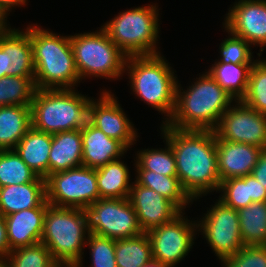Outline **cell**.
Returning <instances> with one entry per match:
<instances>
[{"label": "cell", "instance_id": "obj_8", "mask_svg": "<svg viewBox=\"0 0 266 267\" xmlns=\"http://www.w3.org/2000/svg\"><path fill=\"white\" fill-rule=\"evenodd\" d=\"M98 28L95 31L70 35L80 81L92 78H104L113 82L121 80L127 56L102 27Z\"/></svg>", "mask_w": 266, "mask_h": 267}, {"label": "cell", "instance_id": "obj_16", "mask_svg": "<svg viewBox=\"0 0 266 267\" xmlns=\"http://www.w3.org/2000/svg\"><path fill=\"white\" fill-rule=\"evenodd\" d=\"M129 200L136 212L143 233L174 220L182 211L153 189L132 183Z\"/></svg>", "mask_w": 266, "mask_h": 267}, {"label": "cell", "instance_id": "obj_5", "mask_svg": "<svg viewBox=\"0 0 266 267\" xmlns=\"http://www.w3.org/2000/svg\"><path fill=\"white\" fill-rule=\"evenodd\" d=\"M93 97L74 89H37L31 103L32 127L48 133L81 129Z\"/></svg>", "mask_w": 266, "mask_h": 267}, {"label": "cell", "instance_id": "obj_20", "mask_svg": "<svg viewBox=\"0 0 266 267\" xmlns=\"http://www.w3.org/2000/svg\"><path fill=\"white\" fill-rule=\"evenodd\" d=\"M82 164L89 168H99L126 156L129 151L121 142L108 137L89 121L81 128Z\"/></svg>", "mask_w": 266, "mask_h": 267}, {"label": "cell", "instance_id": "obj_36", "mask_svg": "<svg viewBox=\"0 0 266 267\" xmlns=\"http://www.w3.org/2000/svg\"><path fill=\"white\" fill-rule=\"evenodd\" d=\"M218 199L225 205L239 210L252 203L249 191V175L221 181Z\"/></svg>", "mask_w": 266, "mask_h": 267}, {"label": "cell", "instance_id": "obj_34", "mask_svg": "<svg viewBox=\"0 0 266 267\" xmlns=\"http://www.w3.org/2000/svg\"><path fill=\"white\" fill-rule=\"evenodd\" d=\"M4 260L10 267H60L41 242L12 250Z\"/></svg>", "mask_w": 266, "mask_h": 267}, {"label": "cell", "instance_id": "obj_46", "mask_svg": "<svg viewBox=\"0 0 266 267\" xmlns=\"http://www.w3.org/2000/svg\"><path fill=\"white\" fill-rule=\"evenodd\" d=\"M0 267H10L5 260H0Z\"/></svg>", "mask_w": 266, "mask_h": 267}, {"label": "cell", "instance_id": "obj_31", "mask_svg": "<svg viewBox=\"0 0 266 267\" xmlns=\"http://www.w3.org/2000/svg\"><path fill=\"white\" fill-rule=\"evenodd\" d=\"M37 90L34 77L8 75L0 79L1 106H31Z\"/></svg>", "mask_w": 266, "mask_h": 267}, {"label": "cell", "instance_id": "obj_42", "mask_svg": "<svg viewBox=\"0 0 266 267\" xmlns=\"http://www.w3.org/2000/svg\"><path fill=\"white\" fill-rule=\"evenodd\" d=\"M10 253L4 217L0 214V260H4Z\"/></svg>", "mask_w": 266, "mask_h": 267}, {"label": "cell", "instance_id": "obj_27", "mask_svg": "<svg viewBox=\"0 0 266 267\" xmlns=\"http://www.w3.org/2000/svg\"><path fill=\"white\" fill-rule=\"evenodd\" d=\"M253 65L213 63L208 66L206 71L237 101L241 100L246 93L249 74Z\"/></svg>", "mask_w": 266, "mask_h": 267}, {"label": "cell", "instance_id": "obj_29", "mask_svg": "<svg viewBox=\"0 0 266 267\" xmlns=\"http://www.w3.org/2000/svg\"><path fill=\"white\" fill-rule=\"evenodd\" d=\"M117 267H142L153 260L152 247L147 233L115 240Z\"/></svg>", "mask_w": 266, "mask_h": 267}, {"label": "cell", "instance_id": "obj_26", "mask_svg": "<svg viewBox=\"0 0 266 267\" xmlns=\"http://www.w3.org/2000/svg\"><path fill=\"white\" fill-rule=\"evenodd\" d=\"M134 180L142 186L153 189L173 202L182 212L190 208L194 200L188 195L177 176H165L151 170H135Z\"/></svg>", "mask_w": 266, "mask_h": 267}, {"label": "cell", "instance_id": "obj_47", "mask_svg": "<svg viewBox=\"0 0 266 267\" xmlns=\"http://www.w3.org/2000/svg\"><path fill=\"white\" fill-rule=\"evenodd\" d=\"M60 267H77V266H60Z\"/></svg>", "mask_w": 266, "mask_h": 267}, {"label": "cell", "instance_id": "obj_23", "mask_svg": "<svg viewBox=\"0 0 266 267\" xmlns=\"http://www.w3.org/2000/svg\"><path fill=\"white\" fill-rule=\"evenodd\" d=\"M51 144L52 134L31 127L14 150L32 171L45 179L48 176Z\"/></svg>", "mask_w": 266, "mask_h": 267}, {"label": "cell", "instance_id": "obj_43", "mask_svg": "<svg viewBox=\"0 0 266 267\" xmlns=\"http://www.w3.org/2000/svg\"><path fill=\"white\" fill-rule=\"evenodd\" d=\"M9 25V20H7L0 12V33L3 32Z\"/></svg>", "mask_w": 266, "mask_h": 267}, {"label": "cell", "instance_id": "obj_22", "mask_svg": "<svg viewBox=\"0 0 266 267\" xmlns=\"http://www.w3.org/2000/svg\"><path fill=\"white\" fill-rule=\"evenodd\" d=\"M46 200V182L38 177L34 182L0 187V214L39 207Z\"/></svg>", "mask_w": 266, "mask_h": 267}, {"label": "cell", "instance_id": "obj_41", "mask_svg": "<svg viewBox=\"0 0 266 267\" xmlns=\"http://www.w3.org/2000/svg\"><path fill=\"white\" fill-rule=\"evenodd\" d=\"M29 0H0V12L8 20V16L12 13V10L17 8L28 6ZM17 7V8H16Z\"/></svg>", "mask_w": 266, "mask_h": 267}, {"label": "cell", "instance_id": "obj_33", "mask_svg": "<svg viewBox=\"0 0 266 267\" xmlns=\"http://www.w3.org/2000/svg\"><path fill=\"white\" fill-rule=\"evenodd\" d=\"M38 177L14 149L0 152V187L34 182Z\"/></svg>", "mask_w": 266, "mask_h": 267}, {"label": "cell", "instance_id": "obj_40", "mask_svg": "<svg viewBox=\"0 0 266 267\" xmlns=\"http://www.w3.org/2000/svg\"><path fill=\"white\" fill-rule=\"evenodd\" d=\"M249 191L252 202H266V188L249 175Z\"/></svg>", "mask_w": 266, "mask_h": 267}, {"label": "cell", "instance_id": "obj_28", "mask_svg": "<svg viewBox=\"0 0 266 267\" xmlns=\"http://www.w3.org/2000/svg\"><path fill=\"white\" fill-rule=\"evenodd\" d=\"M244 245H266V202H252L238 210Z\"/></svg>", "mask_w": 266, "mask_h": 267}, {"label": "cell", "instance_id": "obj_18", "mask_svg": "<svg viewBox=\"0 0 266 267\" xmlns=\"http://www.w3.org/2000/svg\"><path fill=\"white\" fill-rule=\"evenodd\" d=\"M261 151L252 144L216 140L220 181L251 175Z\"/></svg>", "mask_w": 266, "mask_h": 267}, {"label": "cell", "instance_id": "obj_45", "mask_svg": "<svg viewBox=\"0 0 266 267\" xmlns=\"http://www.w3.org/2000/svg\"><path fill=\"white\" fill-rule=\"evenodd\" d=\"M4 77L3 49L0 47V79Z\"/></svg>", "mask_w": 266, "mask_h": 267}, {"label": "cell", "instance_id": "obj_37", "mask_svg": "<svg viewBox=\"0 0 266 267\" xmlns=\"http://www.w3.org/2000/svg\"><path fill=\"white\" fill-rule=\"evenodd\" d=\"M85 247H88L91 261L88 267H117L114 239L89 233ZM83 264L77 267H84Z\"/></svg>", "mask_w": 266, "mask_h": 267}, {"label": "cell", "instance_id": "obj_17", "mask_svg": "<svg viewBox=\"0 0 266 267\" xmlns=\"http://www.w3.org/2000/svg\"><path fill=\"white\" fill-rule=\"evenodd\" d=\"M0 47L3 49L4 77L35 76L30 35L23 28L11 27L10 24L0 33Z\"/></svg>", "mask_w": 266, "mask_h": 267}, {"label": "cell", "instance_id": "obj_35", "mask_svg": "<svg viewBox=\"0 0 266 267\" xmlns=\"http://www.w3.org/2000/svg\"><path fill=\"white\" fill-rule=\"evenodd\" d=\"M226 32L227 38L222 39L219 44L218 59L216 58L214 63H225V64H254L257 60L254 59L253 48L247 41L243 38L235 36L224 26L221 27Z\"/></svg>", "mask_w": 266, "mask_h": 267}, {"label": "cell", "instance_id": "obj_6", "mask_svg": "<svg viewBox=\"0 0 266 267\" xmlns=\"http://www.w3.org/2000/svg\"><path fill=\"white\" fill-rule=\"evenodd\" d=\"M158 7L157 2H150L148 5L127 8L101 27L127 57L160 54L161 7Z\"/></svg>", "mask_w": 266, "mask_h": 267}, {"label": "cell", "instance_id": "obj_1", "mask_svg": "<svg viewBox=\"0 0 266 267\" xmlns=\"http://www.w3.org/2000/svg\"><path fill=\"white\" fill-rule=\"evenodd\" d=\"M160 137L172 148L177 177L195 201L218 192L221 181L216 153V134L212 130H180L160 124Z\"/></svg>", "mask_w": 266, "mask_h": 267}, {"label": "cell", "instance_id": "obj_11", "mask_svg": "<svg viewBox=\"0 0 266 267\" xmlns=\"http://www.w3.org/2000/svg\"><path fill=\"white\" fill-rule=\"evenodd\" d=\"M46 200L57 207L83 209L100 199L96 169L80 166L48 175Z\"/></svg>", "mask_w": 266, "mask_h": 267}, {"label": "cell", "instance_id": "obj_39", "mask_svg": "<svg viewBox=\"0 0 266 267\" xmlns=\"http://www.w3.org/2000/svg\"><path fill=\"white\" fill-rule=\"evenodd\" d=\"M251 175L266 188V149H262Z\"/></svg>", "mask_w": 266, "mask_h": 267}, {"label": "cell", "instance_id": "obj_9", "mask_svg": "<svg viewBox=\"0 0 266 267\" xmlns=\"http://www.w3.org/2000/svg\"><path fill=\"white\" fill-rule=\"evenodd\" d=\"M82 210L90 233L114 240L143 233L129 198H100Z\"/></svg>", "mask_w": 266, "mask_h": 267}, {"label": "cell", "instance_id": "obj_21", "mask_svg": "<svg viewBox=\"0 0 266 267\" xmlns=\"http://www.w3.org/2000/svg\"><path fill=\"white\" fill-rule=\"evenodd\" d=\"M83 166L81 129L52 134L48 175Z\"/></svg>", "mask_w": 266, "mask_h": 267}, {"label": "cell", "instance_id": "obj_4", "mask_svg": "<svg viewBox=\"0 0 266 267\" xmlns=\"http://www.w3.org/2000/svg\"><path fill=\"white\" fill-rule=\"evenodd\" d=\"M170 62L160 53L128 56L124 75L129 80L131 93L148 107L161 113L165 124L172 117L176 103L178 76Z\"/></svg>", "mask_w": 266, "mask_h": 267}, {"label": "cell", "instance_id": "obj_19", "mask_svg": "<svg viewBox=\"0 0 266 267\" xmlns=\"http://www.w3.org/2000/svg\"><path fill=\"white\" fill-rule=\"evenodd\" d=\"M48 204L45 200L39 207L4 216L10 251L41 242Z\"/></svg>", "mask_w": 266, "mask_h": 267}, {"label": "cell", "instance_id": "obj_15", "mask_svg": "<svg viewBox=\"0 0 266 267\" xmlns=\"http://www.w3.org/2000/svg\"><path fill=\"white\" fill-rule=\"evenodd\" d=\"M224 15L222 26L252 47L266 48V0H235Z\"/></svg>", "mask_w": 266, "mask_h": 267}, {"label": "cell", "instance_id": "obj_44", "mask_svg": "<svg viewBox=\"0 0 266 267\" xmlns=\"http://www.w3.org/2000/svg\"><path fill=\"white\" fill-rule=\"evenodd\" d=\"M142 267H169V266L167 264L162 263V262L152 260L151 262L146 263Z\"/></svg>", "mask_w": 266, "mask_h": 267}, {"label": "cell", "instance_id": "obj_14", "mask_svg": "<svg viewBox=\"0 0 266 267\" xmlns=\"http://www.w3.org/2000/svg\"><path fill=\"white\" fill-rule=\"evenodd\" d=\"M214 131L216 140L252 144L266 149V115L240 100L223 113Z\"/></svg>", "mask_w": 266, "mask_h": 267}, {"label": "cell", "instance_id": "obj_24", "mask_svg": "<svg viewBox=\"0 0 266 267\" xmlns=\"http://www.w3.org/2000/svg\"><path fill=\"white\" fill-rule=\"evenodd\" d=\"M121 157L96 168V178L100 198H129L134 178L131 169ZM125 162V163H124Z\"/></svg>", "mask_w": 266, "mask_h": 267}, {"label": "cell", "instance_id": "obj_38", "mask_svg": "<svg viewBox=\"0 0 266 267\" xmlns=\"http://www.w3.org/2000/svg\"><path fill=\"white\" fill-rule=\"evenodd\" d=\"M220 263L222 267H266V245H244Z\"/></svg>", "mask_w": 266, "mask_h": 267}, {"label": "cell", "instance_id": "obj_12", "mask_svg": "<svg viewBox=\"0 0 266 267\" xmlns=\"http://www.w3.org/2000/svg\"><path fill=\"white\" fill-rule=\"evenodd\" d=\"M182 212L174 220L147 232L153 260L175 267L185 260L197 238V222Z\"/></svg>", "mask_w": 266, "mask_h": 267}, {"label": "cell", "instance_id": "obj_7", "mask_svg": "<svg viewBox=\"0 0 266 267\" xmlns=\"http://www.w3.org/2000/svg\"><path fill=\"white\" fill-rule=\"evenodd\" d=\"M89 233L82 209L48 204L41 243L60 266H77L85 261L84 247Z\"/></svg>", "mask_w": 266, "mask_h": 267}, {"label": "cell", "instance_id": "obj_2", "mask_svg": "<svg viewBox=\"0 0 266 267\" xmlns=\"http://www.w3.org/2000/svg\"><path fill=\"white\" fill-rule=\"evenodd\" d=\"M197 76L191 84L187 83L186 89L178 79L175 110L166 123L168 126L214 131L223 113L236 101L206 69Z\"/></svg>", "mask_w": 266, "mask_h": 267}, {"label": "cell", "instance_id": "obj_30", "mask_svg": "<svg viewBox=\"0 0 266 267\" xmlns=\"http://www.w3.org/2000/svg\"><path fill=\"white\" fill-rule=\"evenodd\" d=\"M161 139L164 148L148 147L135 151L134 162L131 161L133 170H151L165 176H177L176 160L171 145L164 138Z\"/></svg>", "mask_w": 266, "mask_h": 267}, {"label": "cell", "instance_id": "obj_32", "mask_svg": "<svg viewBox=\"0 0 266 267\" xmlns=\"http://www.w3.org/2000/svg\"><path fill=\"white\" fill-rule=\"evenodd\" d=\"M256 54L257 60L251 67L246 93L240 101L266 115V59Z\"/></svg>", "mask_w": 266, "mask_h": 267}, {"label": "cell", "instance_id": "obj_25", "mask_svg": "<svg viewBox=\"0 0 266 267\" xmlns=\"http://www.w3.org/2000/svg\"><path fill=\"white\" fill-rule=\"evenodd\" d=\"M31 127V106L0 107V146L4 150L14 149Z\"/></svg>", "mask_w": 266, "mask_h": 267}, {"label": "cell", "instance_id": "obj_10", "mask_svg": "<svg viewBox=\"0 0 266 267\" xmlns=\"http://www.w3.org/2000/svg\"><path fill=\"white\" fill-rule=\"evenodd\" d=\"M207 207L206 213L197 218V233L209 244L219 262L236 254L243 246L240 233L239 213L218 198Z\"/></svg>", "mask_w": 266, "mask_h": 267}, {"label": "cell", "instance_id": "obj_13", "mask_svg": "<svg viewBox=\"0 0 266 267\" xmlns=\"http://www.w3.org/2000/svg\"><path fill=\"white\" fill-rule=\"evenodd\" d=\"M101 89L99 97H94L90 101L88 121L131 151L134 144L139 141L138 129L123 110L114 92L112 93L111 89Z\"/></svg>", "mask_w": 266, "mask_h": 267}, {"label": "cell", "instance_id": "obj_3", "mask_svg": "<svg viewBox=\"0 0 266 267\" xmlns=\"http://www.w3.org/2000/svg\"><path fill=\"white\" fill-rule=\"evenodd\" d=\"M24 30L30 35L37 89H74L81 83L70 35L55 33L36 22Z\"/></svg>", "mask_w": 266, "mask_h": 267}]
</instances>
